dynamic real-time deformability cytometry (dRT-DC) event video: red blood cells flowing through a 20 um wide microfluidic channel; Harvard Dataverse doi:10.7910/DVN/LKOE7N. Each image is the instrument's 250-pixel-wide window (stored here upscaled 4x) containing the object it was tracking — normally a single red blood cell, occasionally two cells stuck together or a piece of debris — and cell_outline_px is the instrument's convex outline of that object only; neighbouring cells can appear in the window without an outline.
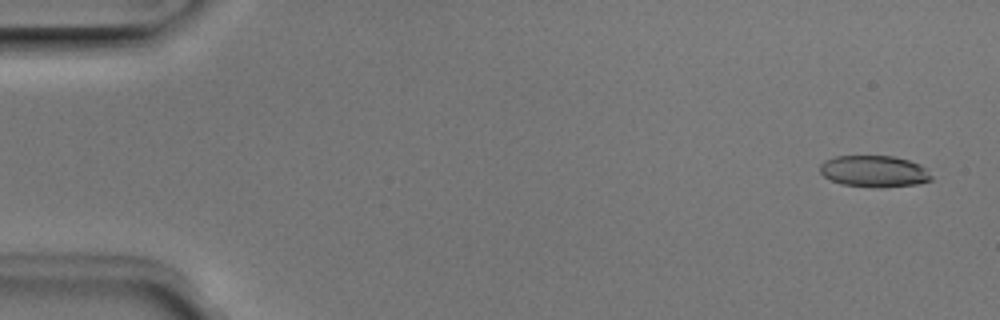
{"species": "Egyptian fruit bat (a non-hibernating species)", "species_latin": "Rousettus aegyptiacus", "temperature_condition": "room temperature", "stored_images_in_passage": 52, "camera_frame_rate_fps": 3000, "um_per_image_px": 0.085, "animal": {"sex": "male"}, "frame": {"image": 1, "passage_image": 3, "time_ms": 0.667, "image_size_px": [1000, 320], "cell_outline_px": [[932, 180], [916, 184], [880, 188], [840, 184], [824, 176], [820, 172], [820, 164], [824, 160], [836, 156], [892, 156], [908, 160], [920, 164], [932, 176]], "centroid_in_image_um": [74.29, 14.56], "position_along_channel_um": 10.7, "area_um2": 20.46}}
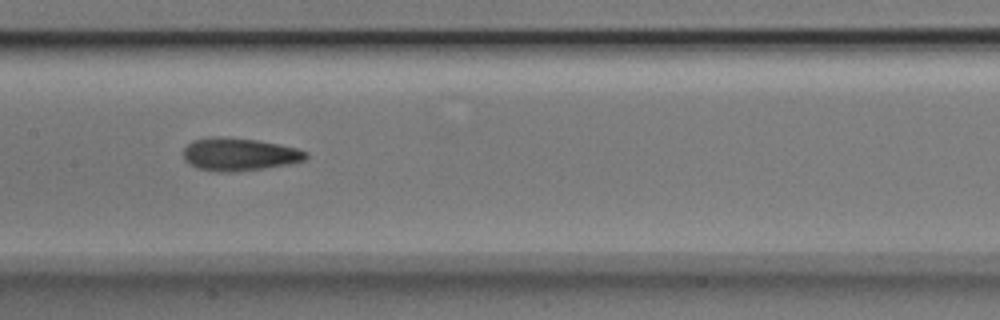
{"frame": {"image": 2, "passage_image": 26, "time_ms": 8.333, "image_size_px": [1000, 320], "cell_outline_px": [[308, 156], [304, 160], [288, 164], [264, 168], [232, 172], [216, 172], [196, 168], [188, 164], [184, 160], [184, 148], [192, 140], [256, 140], [280, 144], [296, 148], [308, 152]], "centroid_in_image_um": [20.37, 13.18], "position_along_channel_um": 187.0, "area_um2": 22.54}}
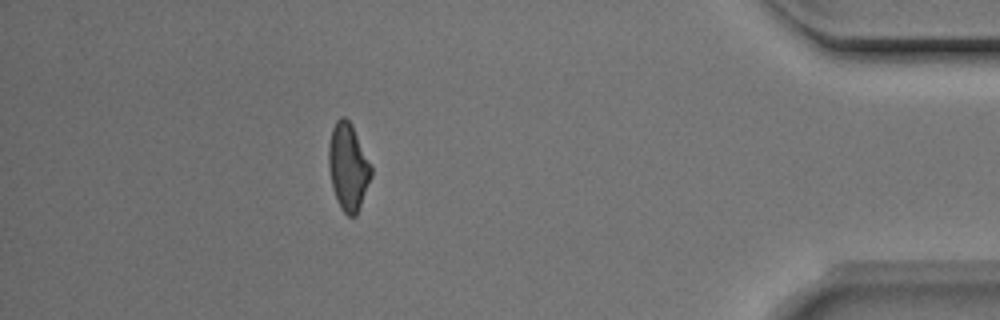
{"frame": {"image": 3, "passage_image": 46, "time_ms": 15.0, "image_size_px": [1000, 320], "cell_outline_px": [[372, 176], [356, 216], [348, 216], [340, 208], [332, 188], [328, 168], [328, 148], [332, 128], [336, 120], [340, 116], [344, 116], [352, 124], [372, 168]], "centroid_in_image_um": [29.58, 14.18], "position_along_channel_um": 405.6, "area_um2": 21.62}, "authors_computed_cell_mechanics": {"area_um2": 21.7039, "velocity_mm_per_s": 3.9838, "shape_relaxation_time_tau1_ms": 6.6948, "shape_relaxation_time_tau2_ms": 2.6329, "deformation_change_tau1": 0.1918, "deformation_change_tau2": 0.1055}}